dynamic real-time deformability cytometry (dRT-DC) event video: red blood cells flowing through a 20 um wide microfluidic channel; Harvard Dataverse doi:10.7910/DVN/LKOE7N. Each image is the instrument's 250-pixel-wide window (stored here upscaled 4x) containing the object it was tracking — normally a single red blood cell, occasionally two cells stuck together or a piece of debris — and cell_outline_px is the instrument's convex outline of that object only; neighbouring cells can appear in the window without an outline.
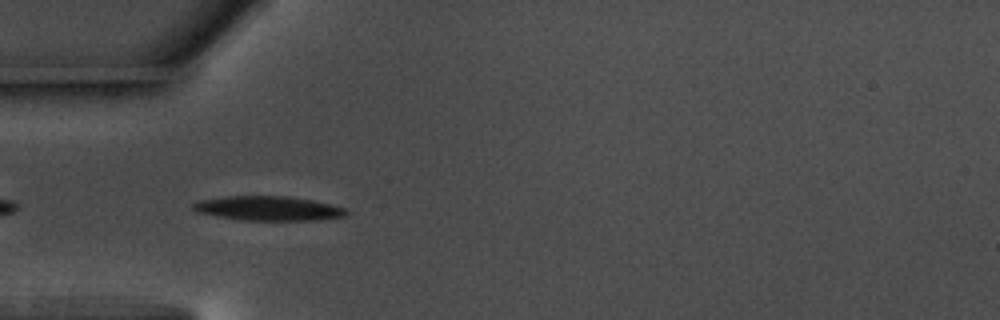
{"species": "common noctule bat (a hibernating species)", "species_latin": "Nyctalus noctula", "temperature_condition": "warm", "stored_images_in_passage": 34, "camera_frame_rate_fps": 3000, "um_per_image_px": 0.085, "animal": {"sex": "male", "body_mass_g": 17.5, "forearm_length_mm": 52.3}, "frame": {"image": 1, "passage_image": 3, "time_ms": 0.667, "image_size_px": [1000, 320], "cell_outline_px": [[348, 212], [344, 216], [316, 220], [240, 220], [196, 212], [192, 208], [192, 204], [200, 200], [224, 196], [288, 196], [312, 200], [344, 208]], "centroid_in_image_um": [22.76, 17.71], "position_along_channel_um": 62.2, "area_um2": 21.62}}
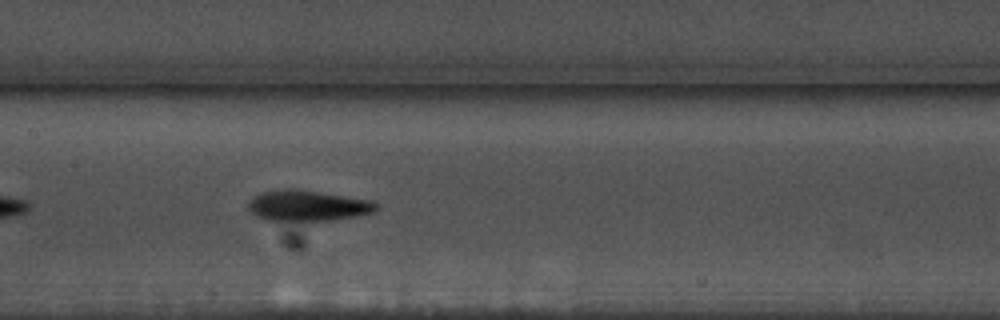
{"frame": {"image": 2, "passage_image": 13, "time_ms": 4.0, "image_size_px": [1000, 320], "cell_outline_px": [[376, 212], [356, 216], [312, 224], [268, 220], [256, 216], [248, 208], [248, 200], [264, 192], [288, 188], [292, 188], [368, 200], [376, 204]], "centroid_in_image_um": [26.11, 17.54], "position_along_channel_um": 181.3, "area_um2": 23.35}}
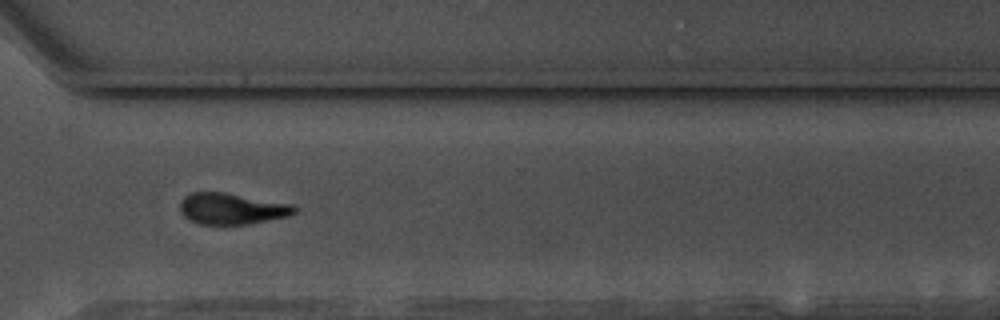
{"frame": {"image": 3, "passage_image": 27, "time_ms": 8.667, "image_size_px": [1000, 320], "cell_outline_px": [[296, 212], [288, 216], [248, 224], [200, 224], [188, 220], [180, 212], [180, 200], [184, 196], [192, 192], [224, 192], [292, 204], [296, 208]], "centroid_in_image_um": [19.66, 17.73], "position_along_channel_um": 350.9, "area_um2": 20.81}, "authors_computed_cell_mechanics": {"area_um2": 21.8484, "velocity_mm_per_s": 3.6338, "shape_relaxation_time_tau1_ms": 2.7004, "shape_relaxation_time_tau2_ms": null, "deformation_change_tau1": 0.1538, "deformation_change_tau2": null}}